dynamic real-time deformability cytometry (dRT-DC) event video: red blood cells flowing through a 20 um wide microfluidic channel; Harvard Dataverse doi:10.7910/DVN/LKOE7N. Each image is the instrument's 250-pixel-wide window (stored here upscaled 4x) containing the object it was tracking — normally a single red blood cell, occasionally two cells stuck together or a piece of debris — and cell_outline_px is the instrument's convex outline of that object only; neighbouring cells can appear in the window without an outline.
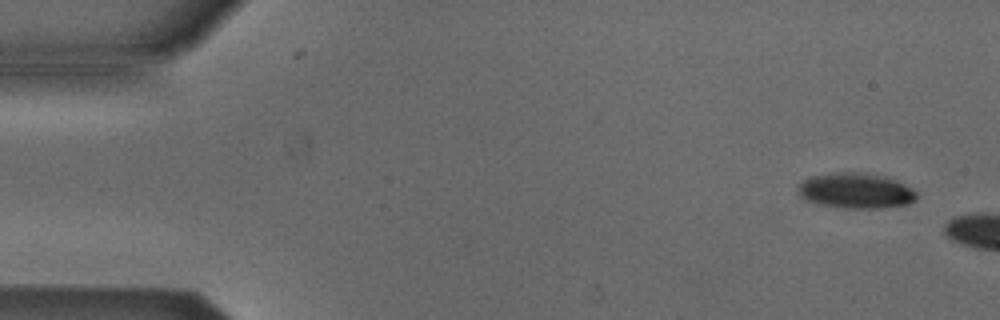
{"species": "Egyptian fruit bat (a non-hibernating species)", "species_latin": "Rousettus aegyptiacus", "temperature_condition": "cold", "stored_images_in_passage": 3, "camera_frame_rate_fps": 3000, "um_per_image_px": 0.085, "animal": {"sex": "male"}, "frame": {"image": 1, "passage_image": 1, "time_ms": 0.0, "image_size_px": [1000, 320], "cell_outline_px": [[916, 200], [908, 204], [880, 208], [840, 208], [820, 204], [808, 200], [800, 196], [800, 184], [804, 180], [812, 176], [836, 172], [864, 172], [884, 176], [896, 180], [912, 188], [916, 192]], "centroid_in_image_um": [72.78, 16.21], "position_along_channel_um": 12.2, "area_um2": 24.33}}